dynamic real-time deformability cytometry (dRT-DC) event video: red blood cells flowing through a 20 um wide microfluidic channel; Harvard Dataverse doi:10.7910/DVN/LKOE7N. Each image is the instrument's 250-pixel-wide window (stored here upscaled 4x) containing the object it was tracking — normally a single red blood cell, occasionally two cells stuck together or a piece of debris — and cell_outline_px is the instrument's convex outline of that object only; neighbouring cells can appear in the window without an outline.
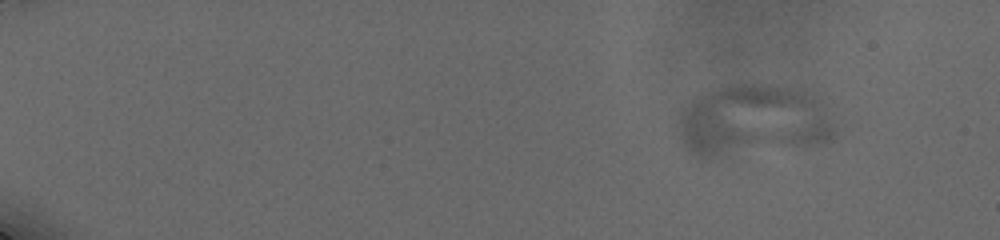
{"species": "human", "species_latin": "Homo sapiens", "temperature_condition": "cold", "stored_images_in_passage": 59, "camera_frame_rate_fps": 3000, "um_per_image_px": 0.085, "donor": {"sex": "male"}, "frame": {"image": 1, "passage_image": 8, "time_ms": 2.0, "image_size_px": [1000, 240], "cell_outline_px": [[836, 140], [828, 144], [808, 148], [712, 160], [704, 160], [688, 152], [684, 144], [680, 132], [680, 112], [684, 108], [700, 96], [712, 92], [740, 84], [760, 84], [788, 88], [816, 96], [824, 104], [836, 124]], "centroid_in_image_um": [64.14, 10.39], "position_along_channel_um": 20.9, "area_um2": 66.93}}
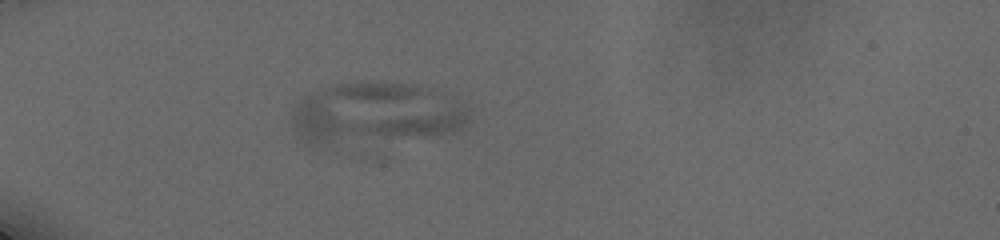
{"frame": {"image": 2, "passage_image": 21, "time_ms": 6.333, "image_size_px": [1000, 240], "cell_outline_px": [[468, 120], [456, 132], [440, 136], [336, 152], [332, 152], [308, 148], [296, 140], [292, 120], [292, 112], [296, 104], [300, 100], [312, 92], [332, 84], [360, 80], [372, 80], [412, 84], [432, 92], [460, 104], [464, 108], [468, 116]], "centroid_in_image_um": [31.69, 9.82], "position_along_channel_um": 53.3, "area_um2": 68.09}}
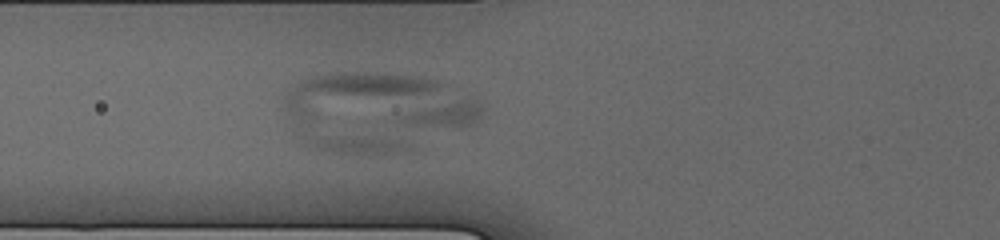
{"frame": {"image": 3, "passage_image": 28, "time_ms": 8.333, "image_size_px": [1000, 240], "cell_outline_px": [[484, 116], [476, 124], [460, 128], [288, 128], [280, 92], [304, 80], [316, 76], [340, 72], [372, 72], [412, 76], [432, 80], [476, 100], [484, 108]], "centroid_in_image_um": [32.04, 8.75], "position_along_channel_um": 93.8, "area_um2": 68.49}}